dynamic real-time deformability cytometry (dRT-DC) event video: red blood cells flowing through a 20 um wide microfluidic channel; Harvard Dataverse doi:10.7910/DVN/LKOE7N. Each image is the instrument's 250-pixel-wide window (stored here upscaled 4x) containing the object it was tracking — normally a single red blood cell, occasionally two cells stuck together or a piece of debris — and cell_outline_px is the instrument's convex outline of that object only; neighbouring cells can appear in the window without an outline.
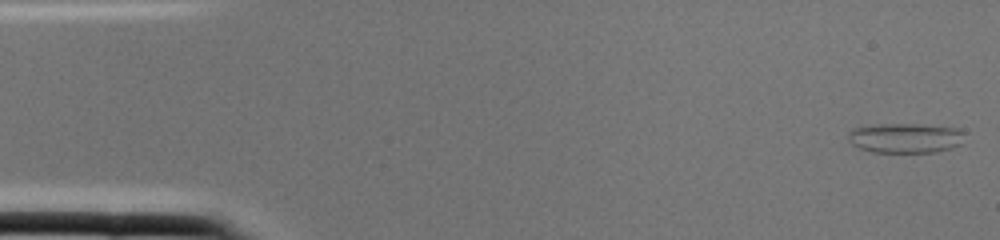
{"species": "common noctule bat (a hibernating species)", "species_latin": "Nyctalus noctula", "temperature_condition": "cold", "stored_images_in_passage": 2, "camera_frame_rate_fps": 3000, "um_per_image_px": 0.085, "animal": {"sex": "female", "body_mass_g": 22.0, "forearm_length_mm": 56.7}, "frame": {"image": 1, "passage_image": 1, "time_ms": 0.0, "image_size_px": [1000, 240], "cell_outline_px": [[964, 132], [960, 144], [952, 148], [936, 152], [872, 152], [860, 148], [852, 144], [848, 140], [848, 132], [852, 128], [880, 124], [916, 124], [956, 128]], "centroid_in_image_um": [76.92, 11.73], "position_along_channel_um": 8.1, "area_um2": 20.17}}
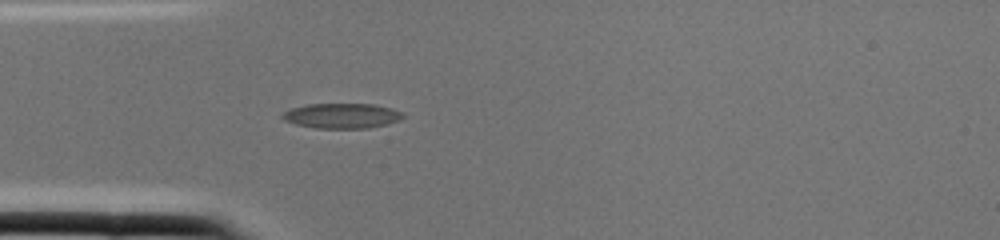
{"frame": {"image": 2, "passage_image": 2, "time_ms": 0.333, "image_size_px": [1000, 240], "cell_outline_px": [[404, 116], [400, 120], [388, 124], [368, 128], [316, 128], [296, 124], [284, 120], [280, 116], [284, 112], [292, 108], [308, 104], [376, 104], [392, 108], [404, 112]], "centroid_in_image_um": [29.1, 9.84], "position_along_channel_um": 55.9, "area_um2": 17.69}}